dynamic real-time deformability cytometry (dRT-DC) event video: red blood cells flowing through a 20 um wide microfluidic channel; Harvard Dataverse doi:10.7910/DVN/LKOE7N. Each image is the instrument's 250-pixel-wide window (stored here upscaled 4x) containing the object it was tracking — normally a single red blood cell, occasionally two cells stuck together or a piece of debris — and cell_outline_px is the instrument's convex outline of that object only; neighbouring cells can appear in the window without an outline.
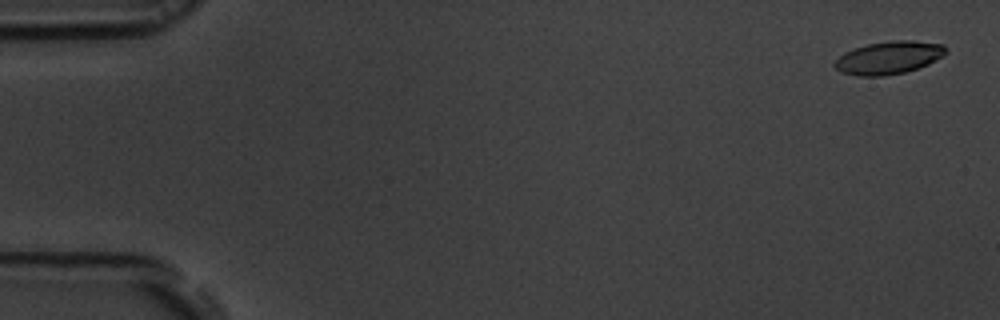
{"species": "common noctule bat (a hibernating species)", "species_latin": "Nyctalus noctula", "temperature_condition": "room temperature", "stored_images_in_passage": 40, "camera_frame_rate_fps": 3000, "um_per_image_px": 0.085, "animal": {"sex": "male", "body_mass_g": 19.5, "forearm_length_mm": 54.6}, "frame": {"image": 1, "passage_image": 2, "time_ms": 0.333, "image_size_px": [1000, 320], "cell_outline_px": [[948, 52], [928, 64], [904, 72], [884, 76], [860, 76], [840, 72], [832, 64], [844, 52], [868, 44], [892, 40], [912, 40], [944, 44], [948, 48]], "centroid_in_image_um": [75.56, 4.89], "position_along_channel_um": 9.4, "area_um2": 21.21}}
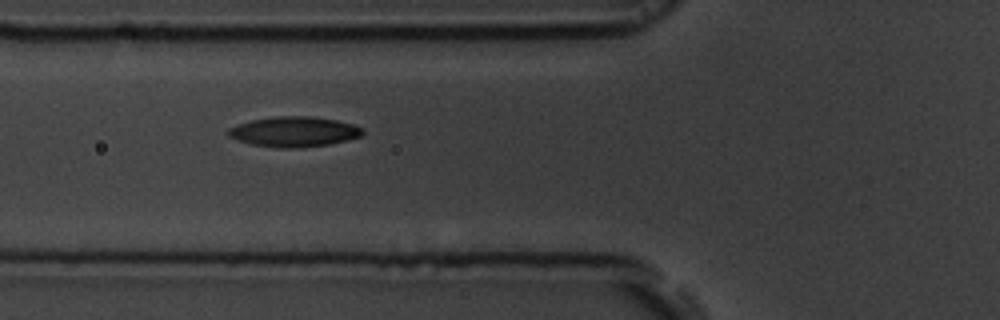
{"frame": {"image": 2, "passage_image": 21, "time_ms": 6.667, "image_size_px": [1000, 320], "cell_outline_px": [[364, 132], [360, 136], [328, 144], [300, 148], [280, 148], [252, 144], [236, 140], [228, 136], [228, 128], [252, 120], [276, 116], [312, 116], [336, 120], [352, 124], [364, 128]], "centroid_in_image_um": [24.99, 11.19], "position_along_channel_um": 100.8, "area_um2": 23.47}}
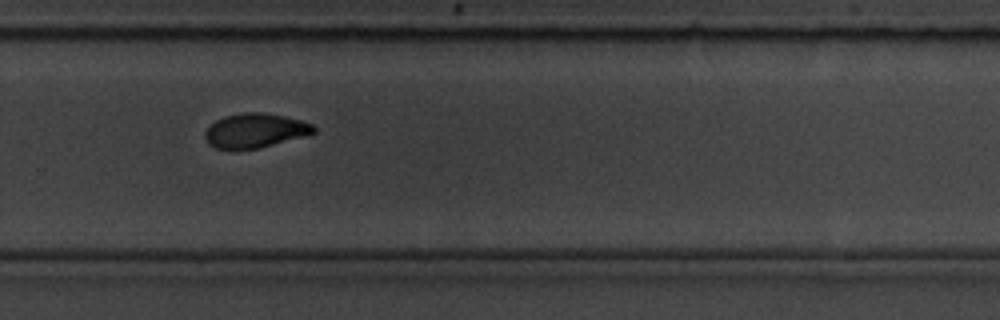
{"frame": {"image": 3, "passage_image": 38, "time_ms": 12.333, "image_size_px": [1000, 320], "cell_outline_px": [[316, 132], [260, 148], [232, 152], [216, 148], [208, 144], [204, 136], [204, 132], [208, 124], [224, 116], [244, 112], [260, 112], [284, 116], [300, 120], [312, 124], [316, 128]], "centroid_in_image_um": [21.59, 11.13], "position_along_channel_um": 308.2, "area_um2": 22.2}}